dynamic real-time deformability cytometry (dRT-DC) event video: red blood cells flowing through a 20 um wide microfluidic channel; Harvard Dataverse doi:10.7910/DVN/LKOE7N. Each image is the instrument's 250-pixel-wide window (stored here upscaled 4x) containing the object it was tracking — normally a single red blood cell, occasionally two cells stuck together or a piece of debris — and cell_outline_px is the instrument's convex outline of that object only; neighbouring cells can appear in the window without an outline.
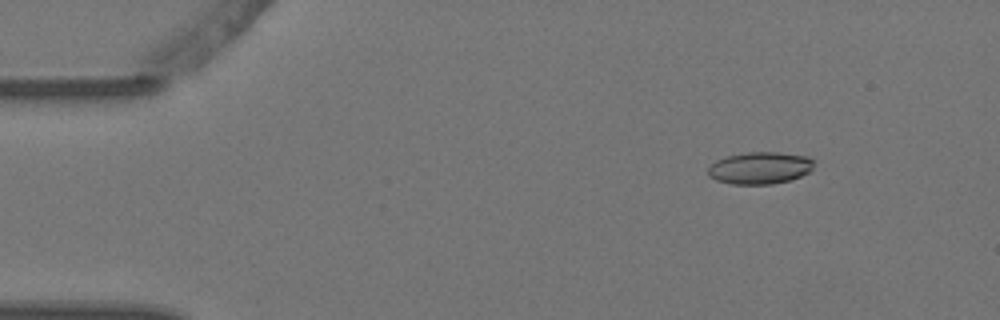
{"species": "Egyptian fruit bat (a non-hibernating species)", "species_latin": "Rousettus aegyptiacus", "temperature_condition": "warm", "stored_images_in_passage": 4, "camera_frame_rate_fps": 3000, "um_per_image_px": 0.085, "animal": {"sex": "female"}, "frame": {"image": 1, "passage_image": 2, "time_ms": 0.333, "image_size_px": [1000, 320], "cell_outline_px": [[816, 160], [812, 168], [808, 172], [800, 176], [788, 180], [772, 184], [732, 184], [716, 180], [708, 176], [708, 168], [716, 160], [728, 156], [748, 152], [780, 152], [808, 156]], "centroid_in_image_um": [64.61, 14.27], "position_along_channel_um": 20.4, "area_um2": 19.83}}